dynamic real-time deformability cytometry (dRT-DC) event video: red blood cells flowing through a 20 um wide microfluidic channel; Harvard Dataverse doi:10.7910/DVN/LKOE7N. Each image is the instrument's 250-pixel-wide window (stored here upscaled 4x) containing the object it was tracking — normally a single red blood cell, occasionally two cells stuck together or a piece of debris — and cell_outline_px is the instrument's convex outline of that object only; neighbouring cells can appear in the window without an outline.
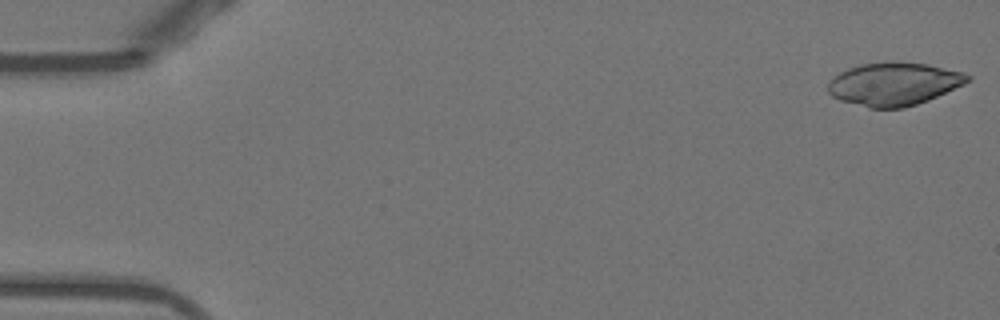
{"species": "Egyptian fruit bat (a non-hibernating species)", "species_latin": "Rousettus aegyptiacus", "temperature_condition": "warm", "stored_images_in_passage": 51, "camera_frame_rate_fps": 3000, "um_per_image_px": 0.085, "animal": {"sex": "female"}, "frame": {"image": 1, "passage_image": 1, "time_ms": 0.0, "image_size_px": [1000, 320], "cell_outline_px": [[972, 80], [964, 84], [928, 100], [904, 108], [868, 108], [840, 100], [832, 96], [828, 92], [828, 84], [840, 72], [848, 68], [860, 64], [892, 60], [928, 64], [964, 72], [972, 76]], "centroid_in_image_um": [76.01, 7.12], "position_along_channel_um": 9.0, "area_um2": 35.26}}